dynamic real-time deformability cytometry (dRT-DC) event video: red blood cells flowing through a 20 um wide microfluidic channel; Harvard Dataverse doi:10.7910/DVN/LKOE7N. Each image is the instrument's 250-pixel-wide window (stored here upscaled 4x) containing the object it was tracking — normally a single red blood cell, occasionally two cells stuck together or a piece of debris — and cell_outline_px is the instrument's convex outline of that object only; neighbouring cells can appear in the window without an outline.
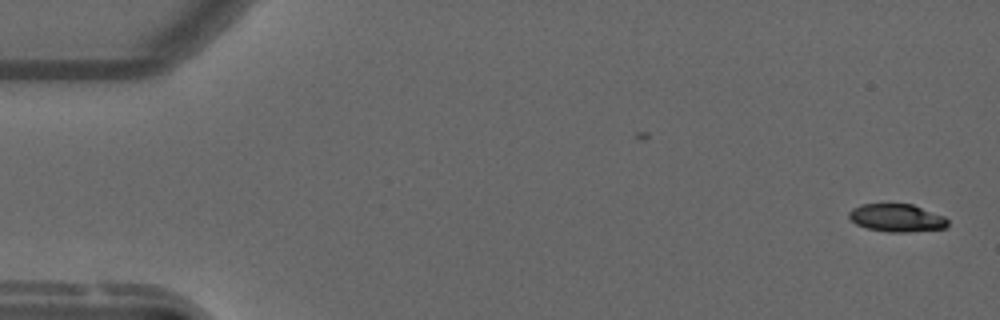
{"species": "common noctule bat (a hibernating species)", "species_latin": "Nyctalus noctula", "temperature_condition": "warm", "stored_images_in_passage": 54, "camera_frame_rate_fps": 3000, "um_per_image_px": 0.085, "animal": {"sex": "male", "forearm_length_mm": 52.5}, "frame": {"image": 1, "passage_image": 1, "time_ms": 0.0, "image_size_px": [1000, 320], "cell_outline_px": [[948, 224], [944, 228], [904, 232], [888, 232], [868, 228], [856, 224], [848, 216], [848, 212], [852, 208], [860, 204], [912, 204], [944, 216], [948, 220]], "centroid_in_image_um": [76.2, 18.51], "position_along_channel_um": 8.8, "area_um2": 15.9}}
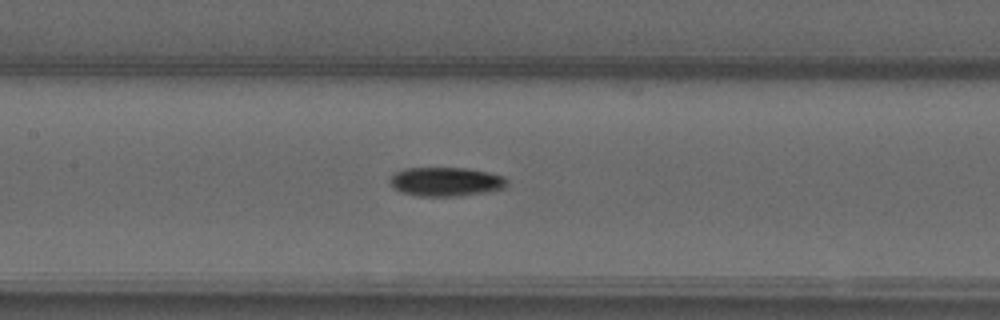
{"frame": {"image": 2, "passage_image": 25, "time_ms": 8.0, "image_size_px": [1000, 320], "cell_outline_px": [[508, 184], [504, 188], [488, 192], [460, 196], [420, 196], [400, 192], [392, 184], [392, 172], [404, 168], [468, 168], [488, 172], [504, 176], [508, 180]], "centroid_in_image_um": [37.95, 15.44], "position_along_channel_um": 169.5, "area_um2": 19.88}}
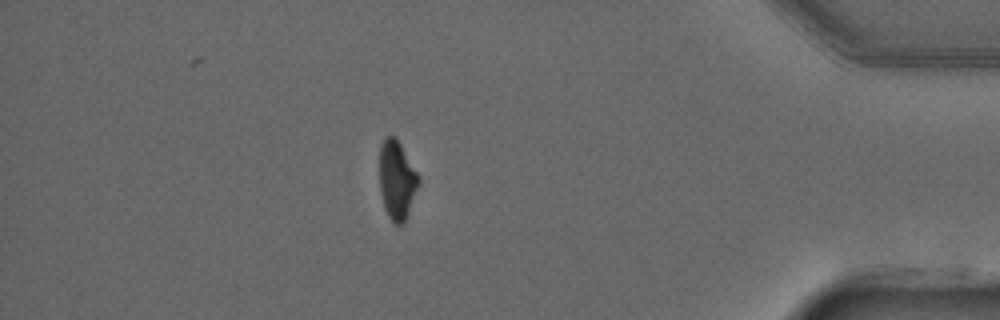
{"frame": {"image": 3, "passage_image": 47, "time_ms": 15.333, "image_size_px": [1000, 320], "cell_outline_px": [[420, 184], [404, 224], [396, 224], [388, 216], [384, 208], [380, 192], [380, 144], [384, 136], [392, 136], [400, 144], [420, 176]], "centroid_in_image_um": [33.75, 15.32], "position_along_channel_um": 401.5, "area_um2": 18.03}, "authors_computed_cell_mechanics": {"area_um2": 18.6694, "velocity_mm_per_s": 3.7486, "shape_relaxation_time_tau1_ms": 6.3958, "shape_relaxation_time_tau2_ms": null, "deformation_change_tau1": 0.1896, "deformation_change_tau2": null}}